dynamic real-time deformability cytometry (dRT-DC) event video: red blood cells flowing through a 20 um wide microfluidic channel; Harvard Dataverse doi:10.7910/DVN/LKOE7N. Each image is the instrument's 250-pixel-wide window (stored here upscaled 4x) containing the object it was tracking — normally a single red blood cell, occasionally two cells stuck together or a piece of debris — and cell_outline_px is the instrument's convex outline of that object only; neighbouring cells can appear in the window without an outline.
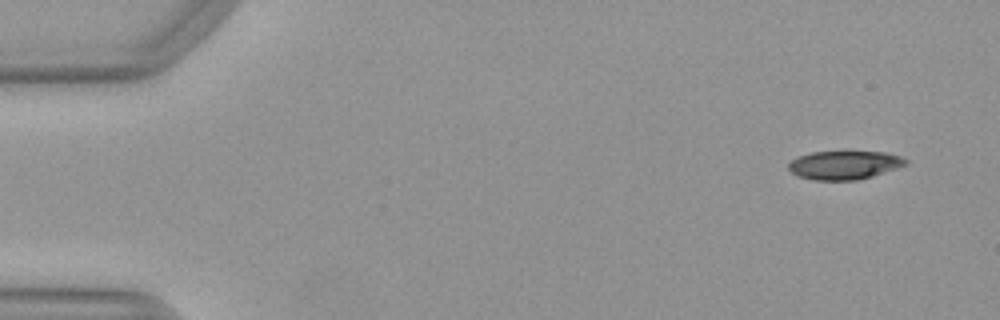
{"species": "Egyptian fruit bat (a non-hibernating species)", "species_latin": "Rousettus aegyptiacus", "temperature_condition": "warm", "stored_images_in_passage": 40, "camera_frame_rate_fps": 3000, "um_per_image_px": 0.085, "animal": {"sex": "female"}, "frame": {"image": 1, "passage_image": 2, "time_ms": 0.333, "image_size_px": [1000, 320], "cell_outline_px": [[908, 164], [872, 176], [856, 180], [812, 180], [796, 176], [788, 168], [788, 164], [792, 160], [800, 156], [812, 152], [884, 152], [900, 156], [908, 160]], "centroid_in_image_um": [71.76, 14.04], "position_along_channel_um": 13.2, "area_um2": 19.36}}
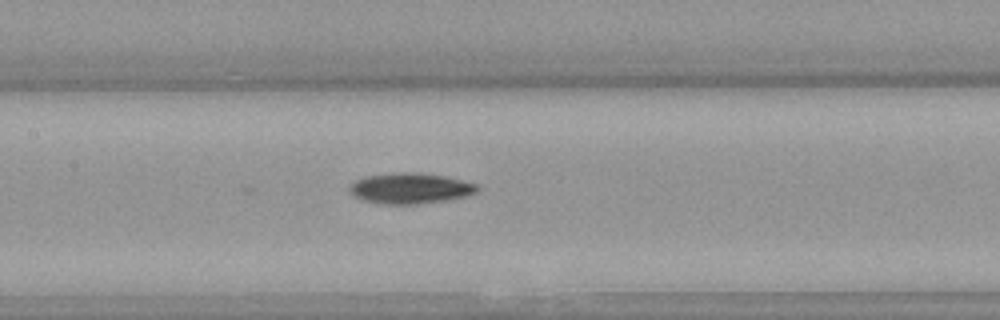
{"frame": {"image": 2, "passage_image": 23, "time_ms": 7.333, "image_size_px": [1000, 320], "cell_outline_px": [[480, 188], [476, 192], [464, 196], [444, 200], [420, 204], [380, 204], [360, 200], [352, 196], [348, 192], [348, 184], [364, 176], [392, 172], [420, 172], [444, 176], [476, 184]], "centroid_in_image_um": [34.76, 16.0], "position_along_channel_um": 172.6, "area_um2": 23.18}}
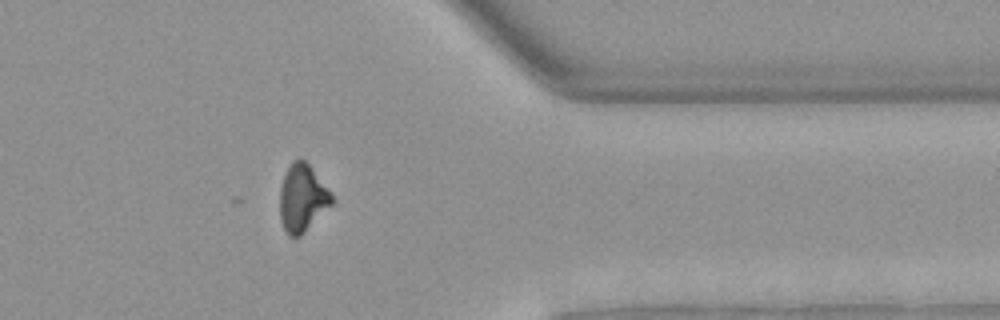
{"frame": {"image": 3, "passage_image": 40, "time_ms": 13.0, "image_size_px": [1000, 320], "cell_outline_px": [[336, 200], [300, 236], [288, 236], [280, 220], [280, 188], [284, 176], [292, 160], [300, 156], [308, 164], [332, 192]], "centroid_in_image_um": [25.71, 16.81], "position_along_channel_um": 385.7, "area_um2": 20.46}, "authors_computed_cell_mechanics": {"area_um2": 21.6172, "velocity_mm_per_s": 4.0182, "shape_relaxation_time_tau1_ms": 7.6647, "shape_relaxation_time_tau2_ms": null, "deformation_change_tau1": 0.2342, "deformation_change_tau2": null}}